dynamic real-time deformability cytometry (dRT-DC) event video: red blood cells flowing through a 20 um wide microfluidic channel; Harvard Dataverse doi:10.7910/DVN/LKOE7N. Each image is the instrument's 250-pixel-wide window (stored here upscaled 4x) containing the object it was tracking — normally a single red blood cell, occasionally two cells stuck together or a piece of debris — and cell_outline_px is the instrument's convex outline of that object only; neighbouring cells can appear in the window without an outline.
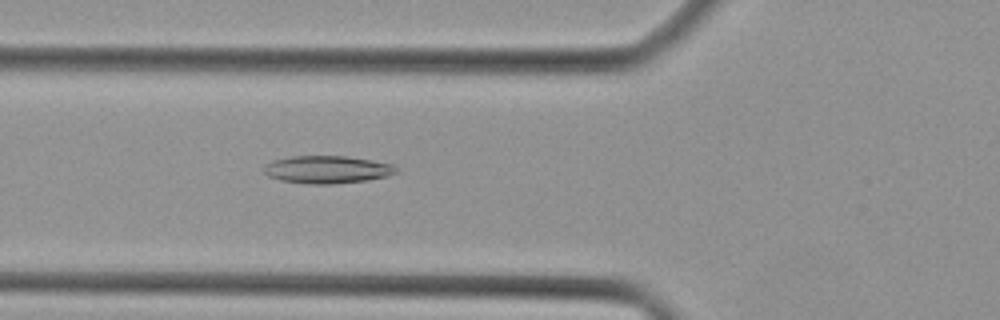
{"species": "Egyptian fruit bat (a non-hibernating species)", "species_latin": "Rousettus aegyptiacus", "temperature_condition": "cold", "stored_images_in_passage": 34, "camera_frame_rate_fps": 3000, "um_per_image_px": 0.085, "animal": {"sex": "female"}, "frame": {"image": 1, "passage_image": 6, "time_ms": 1.667, "image_size_px": [1000, 320], "cell_outline_px": [[396, 172], [388, 176], [368, 180], [332, 184], [308, 184], [280, 180], [268, 176], [264, 172], [264, 164], [272, 160], [292, 156], [348, 156], [372, 160], [392, 164], [396, 168]], "centroid_in_image_um": [27.78, 14.41], "position_along_channel_um": 98.0, "area_um2": 21.39}}
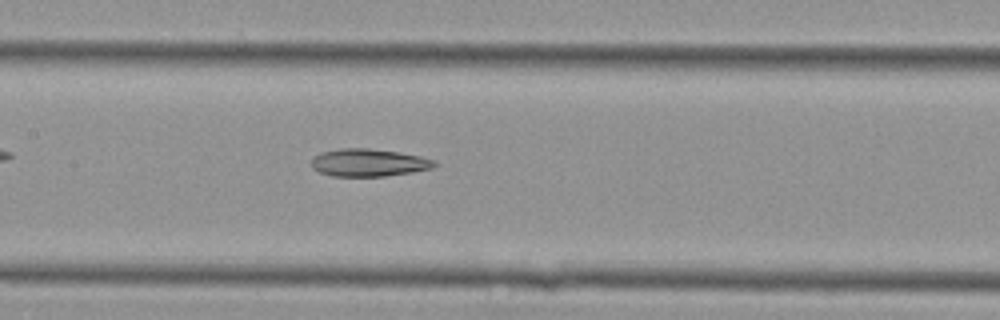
{"frame": {"image": 2, "passage_image": 11, "time_ms": 3.333, "image_size_px": [1000, 320], "cell_outline_px": [[436, 164], [432, 168], [412, 172], [384, 176], [332, 176], [320, 172], [312, 168], [312, 160], [320, 152], [340, 148], [368, 148], [400, 152], [420, 156], [436, 160]], "centroid_in_image_um": [31.34, 13.82], "position_along_channel_um": 176.1, "area_um2": 19.77}}
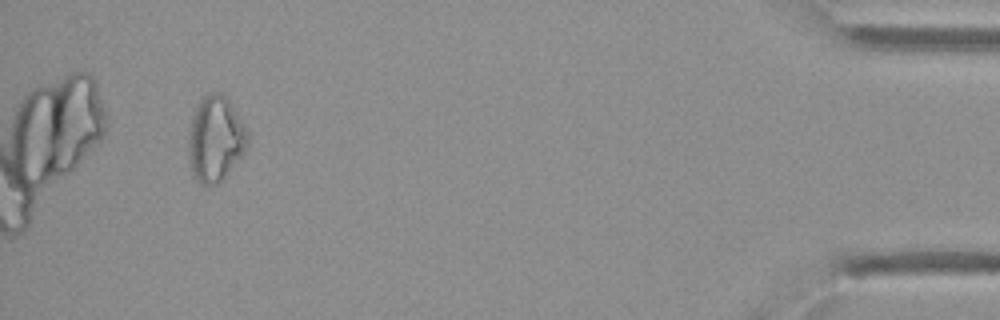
{"frame": {"image": 3, "passage_image": 31, "time_ms": 10.0, "image_size_px": [1000, 320], "cell_outline_px": [[248, 144], [244, 152], [228, 172], [216, 184], [200, 184], [196, 180], [192, 172], [188, 156], [188, 136], [196, 104], [208, 92], [224, 92], [232, 104], [248, 132]], "centroid_in_image_um": [18.3, 11.76], "position_along_channel_um": 416.9, "area_um2": 29.42}}